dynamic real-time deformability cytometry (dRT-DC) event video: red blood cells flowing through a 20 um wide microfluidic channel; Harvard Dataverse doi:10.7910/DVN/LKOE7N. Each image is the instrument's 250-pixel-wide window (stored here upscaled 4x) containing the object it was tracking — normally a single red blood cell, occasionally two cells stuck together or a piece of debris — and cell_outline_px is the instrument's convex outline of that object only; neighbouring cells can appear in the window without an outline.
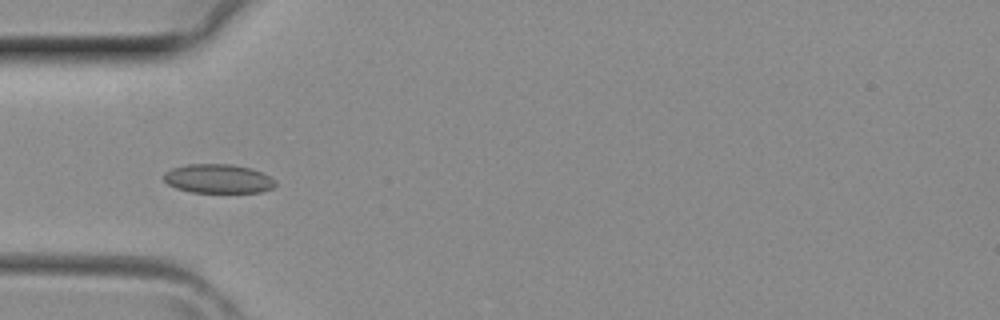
{"species": "common noctule bat (a hibernating species)", "species_latin": "Nyctalus noctula", "temperature_condition": "room temperature", "stored_images_in_passage": 39, "camera_frame_rate_fps": 3000, "um_per_image_px": 0.085, "animal": {"sex": "female", "body_mass_g": 29.2, "forearm_length_mm": 56.3}, "frame": {"image": 1, "passage_image": 12, "time_ms": 3.667, "image_size_px": [1000, 320], "cell_outline_px": [[276, 184], [272, 188], [260, 192], [192, 192], [176, 188], [168, 184], [164, 180], [164, 172], [172, 168], [184, 164], [232, 164], [252, 168], [264, 172], [276, 180]], "centroid_in_image_um": [18.56, 15.17], "position_along_channel_um": 66.4, "area_um2": 19.07}}
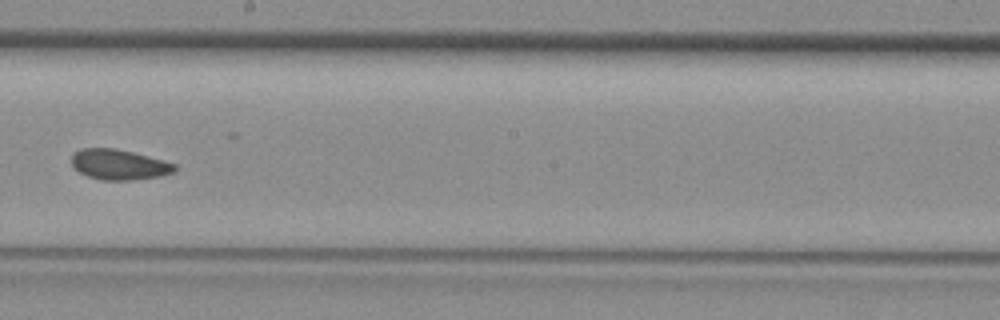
{"frame": {"image": 2, "passage_image": 22, "time_ms": 7.0, "image_size_px": [1000, 320], "cell_outline_px": [[176, 168], [172, 172], [160, 176], [128, 180], [100, 180], [88, 176], [72, 168], [72, 152], [80, 148], [116, 148], [164, 160], [176, 164]], "centroid_in_image_um": [10.07, 13.98], "position_along_channel_um": 238.1, "area_um2": 18.26}}
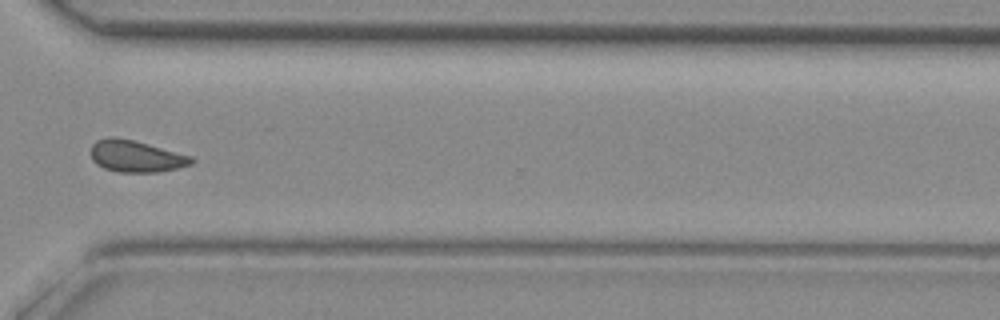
{"frame": {"image": 3, "passage_image": 29, "time_ms": 9.333, "image_size_px": [1000, 320], "cell_outline_px": [[196, 160], [192, 164], [176, 168], [156, 172], [120, 172], [104, 168], [96, 164], [92, 160], [92, 144], [96, 140], [108, 136], [116, 136], [148, 144], [192, 156]], "centroid_in_image_um": [11.55, 13.27], "position_along_channel_um": 359.1, "area_um2": 18.55}}